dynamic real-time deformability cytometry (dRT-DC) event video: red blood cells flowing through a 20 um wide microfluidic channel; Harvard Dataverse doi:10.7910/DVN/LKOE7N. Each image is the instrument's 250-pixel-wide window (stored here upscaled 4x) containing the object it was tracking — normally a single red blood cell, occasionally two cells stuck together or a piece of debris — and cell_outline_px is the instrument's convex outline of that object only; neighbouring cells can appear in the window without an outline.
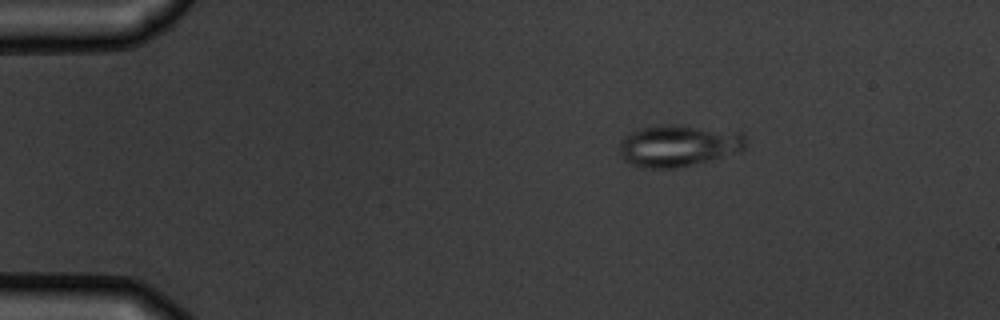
{"species": "common noctule bat (a hibernating species)", "species_latin": "Nyctalus noctula", "temperature_condition": "warm", "stored_images_in_passage": 4, "camera_frame_rate_fps": 3000, "um_per_image_px": 0.085, "animal": {"sex": "male", "body_mass_g": 19.5, "forearm_length_mm": 54.6}, "frame": {"image": 1, "passage_image": 2, "time_ms": 1.667, "image_size_px": [1000, 320], "cell_outline_px": [[744, 148], [708, 160], [676, 168], [644, 168], [632, 164], [624, 160], [620, 156], [620, 140], [624, 136], [640, 128], [652, 124], [676, 124], [740, 132], [744, 136]], "centroid_in_image_um": [57.56, 12.36], "position_along_channel_um": 27.4, "area_um2": 30.4}}